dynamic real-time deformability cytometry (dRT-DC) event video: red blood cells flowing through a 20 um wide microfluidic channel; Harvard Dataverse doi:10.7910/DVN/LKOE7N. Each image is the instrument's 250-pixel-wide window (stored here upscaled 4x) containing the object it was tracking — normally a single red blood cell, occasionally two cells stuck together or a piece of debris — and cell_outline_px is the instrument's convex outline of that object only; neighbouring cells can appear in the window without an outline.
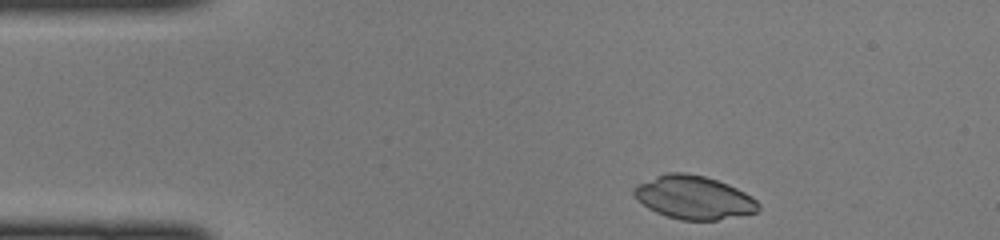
{"species": "common noctule bat (a hibernating species)", "species_latin": "Nyctalus noctula", "temperature_condition": "cold", "stored_images_in_passage": 41, "camera_frame_rate_fps": 3000, "um_per_image_px": 0.085, "animal": {"sex": "female", "body_mass_g": 22.0, "forearm_length_mm": 56.7}, "frame": {"image": 1, "passage_image": 1, "time_ms": 0.0, "image_size_px": [1000, 240], "cell_outline_px": [[760, 208], [756, 212], [716, 220], [680, 220], [656, 212], [648, 208], [632, 192], [632, 188], [636, 184], [656, 176], [668, 172], [684, 172], [704, 176], [728, 184], [752, 196], [760, 204]], "centroid_in_image_um": [58.97, 16.77], "position_along_channel_um": 26.0, "area_um2": 31.21}}